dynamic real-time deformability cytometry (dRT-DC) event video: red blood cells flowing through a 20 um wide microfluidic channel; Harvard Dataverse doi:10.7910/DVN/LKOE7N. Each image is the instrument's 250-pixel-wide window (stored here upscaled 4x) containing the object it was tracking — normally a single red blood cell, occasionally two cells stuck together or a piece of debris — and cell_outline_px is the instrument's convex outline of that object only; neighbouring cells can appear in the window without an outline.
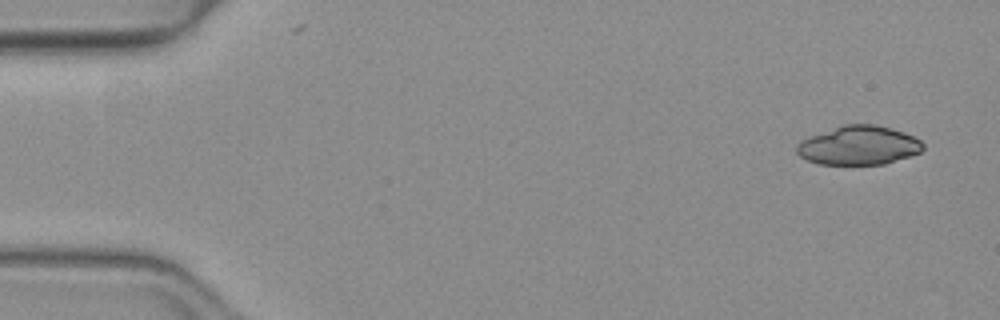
{"species": "common noctule bat (a hibernating species)", "species_latin": "Nyctalus noctula", "temperature_condition": "warm", "stored_images_in_passage": 49, "camera_frame_rate_fps": 3000, "um_per_image_px": 0.085, "animal": {"sex": "female", "body_mass_g": 19.3, "forearm_length_mm": 54.1}, "frame": {"image": 1, "passage_image": 1, "time_ms": 0.0, "image_size_px": [1000, 320], "cell_outline_px": [[924, 148], [920, 152], [912, 156], [884, 164], [820, 164], [808, 160], [800, 156], [796, 152], [796, 144], [800, 140], [808, 136], [844, 124], [872, 124], [892, 128], [904, 132], [920, 140], [924, 144]], "centroid_in_image_um": [72.98, 12.35], "position_along_channel_um": 12.0, "area_um2": 28.78}, "authors_computed_cell_mechanics": {"area_um2": 29.1312, "velocity_mm_per_s": 4.0083, "shape_relaxation_time_tau1_ms": 2.7723, "shape_relaxation_time_tau2_ms": null, "deformation_change_tau1": 0.0916, "deformation_change_tau2": null}}